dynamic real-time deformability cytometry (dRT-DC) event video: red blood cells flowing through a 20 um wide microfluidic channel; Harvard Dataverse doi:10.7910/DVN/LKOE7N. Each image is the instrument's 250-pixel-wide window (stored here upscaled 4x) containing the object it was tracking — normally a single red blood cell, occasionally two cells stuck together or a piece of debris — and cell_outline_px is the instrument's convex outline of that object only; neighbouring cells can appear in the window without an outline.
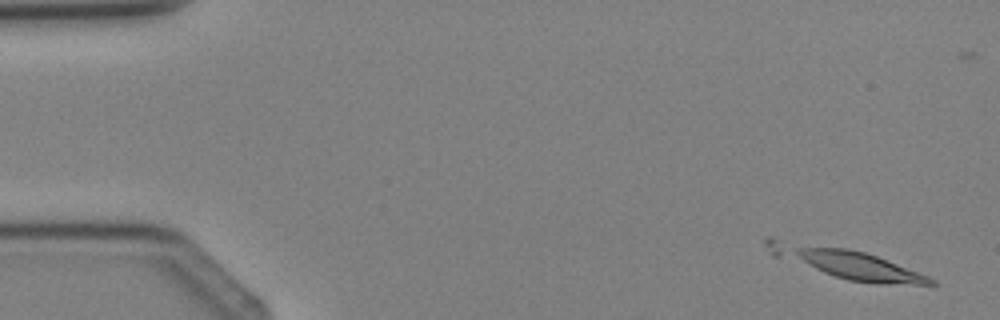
{"species": "Egyptian fruit bat (a non-hibernating species)", "species_latin": "Rousettus aegyptiacus", "temperature_condition": "cold", "stored_images_in_passage": 4, "segment_of_instrument_passage": [2, 2], "camera_frame_rate_fps": 3000, "um_per_image_px": 0.085, "animal": {"sex": "female"}, "frame": {"image": 1, "passage_image": 4, "time_ms": 4.333, "image_size_px": [1000, 320], "cell_outline_px": [[940, 284], [876, 284], [848, 280], [772, 256], [764, 244], [764, 236], [772, 236], [848, 248], [864, 252], [876, 256], [928, 276], [936, 280]], "centroid_in_image_um": [71.74, 22.31], "position_along_channel_um": 13.3, "area_um2": 28.38}}